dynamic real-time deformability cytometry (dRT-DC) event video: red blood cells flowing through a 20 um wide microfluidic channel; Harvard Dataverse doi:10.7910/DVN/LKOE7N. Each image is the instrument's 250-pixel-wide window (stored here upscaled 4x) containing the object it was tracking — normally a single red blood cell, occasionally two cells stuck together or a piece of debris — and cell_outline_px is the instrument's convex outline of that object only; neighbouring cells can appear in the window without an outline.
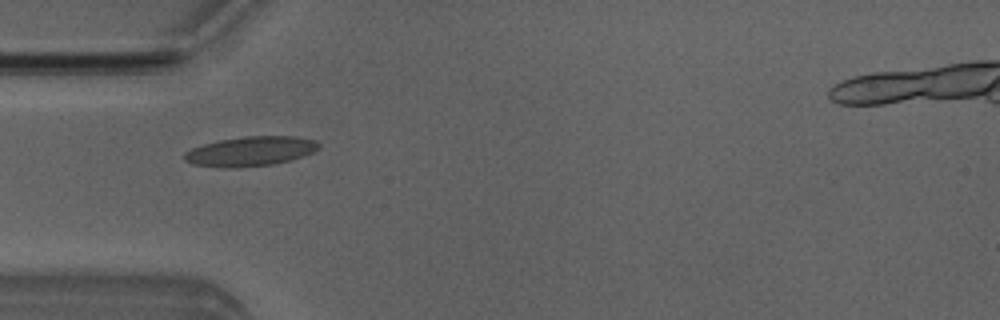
{"species": "Egyptian fruit bat (a non-hibernating species)", "species_latin": "Rousettus aegyptiacus", "temperature_condition": "room temperature", "stored_images_in_passage": 4, "camera_frame_rate_fps": 3000, "um_per_image_px": 0.085, "animal": {"sex": "male"}, "frame": {"image": 1, "passage_image": 1, "time_ms": 0.0, "image_size_px": [1000, 320], "cell_outline_px": [[320, 148], [312, 152], [288, 160], [272, 164], [232, 168], [224, 168], [196, 164], [184, 160], [184, 152], [192, 148], [204, 144], [220, 140], [244, 136], [296, 136], [316, 140], [320, 144]], "centroid_in_image_um": [21.29, 12.84], "position_along_channel_um": 63.7, "area_um2": 22.95}}
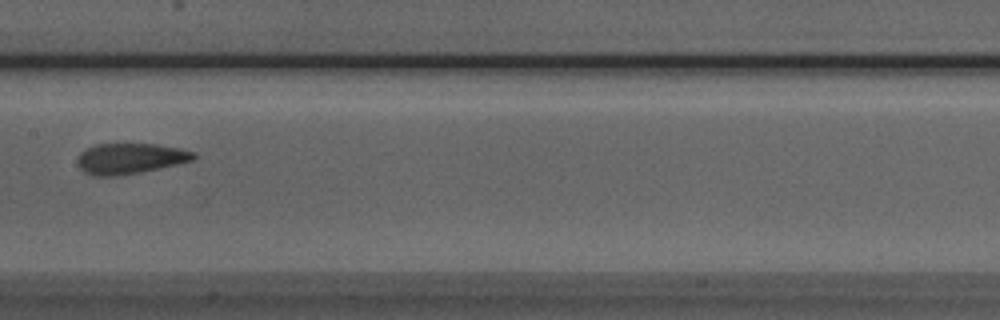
{"frame": {"image": 2, "passage_image": 4, "time_ms": 3.333, "image_size_px": [1000, 320], "cell_outline_px": [[196, 156], [192, 160], [176, 164], [140, 172], [116, 176], [92, 176], [84, 172], [80, 168], [76, 160], [80, 152], [96, 144], [156, 144], [180, 148], [196, 152]], "centroid_in_image_um": [11.03, 13.47], "position_along_channel_um": 196.4, "area_um2": 20.69}}